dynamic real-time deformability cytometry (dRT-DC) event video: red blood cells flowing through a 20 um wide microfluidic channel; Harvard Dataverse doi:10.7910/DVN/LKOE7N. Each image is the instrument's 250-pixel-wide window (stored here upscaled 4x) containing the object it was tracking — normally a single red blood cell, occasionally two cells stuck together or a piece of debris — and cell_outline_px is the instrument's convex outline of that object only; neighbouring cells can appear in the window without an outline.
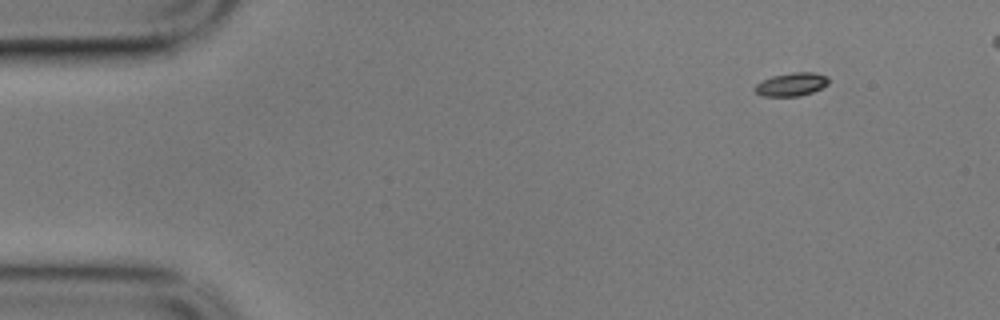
{"species": "common noctule bat (a hibernating species)", "species_latin": "Nyctalus noctula", "temperature_condition": "cold", "stored_images_in_passage": 25, "camera_frame_rate_fps": 3000, "um_per_image_px": 0.085, "animal": {"sex": "male", "body_mass_g": 17.9}, "frame": {"image": 1, "passage_image": 3, "time_ms": 0.667, "image_size_px": [1000, 320], "cell_outline_px": [[828, 84], [812, 92], [800, 96], [760, 96], [752, 88], [756, 84], [772, 76], [792, 72], [812, 72], [828, 76]], "centroid_in_image_um": [67.25, 7.17], "position_along_channel_um": 17.8, "area_um2": 10.0}}
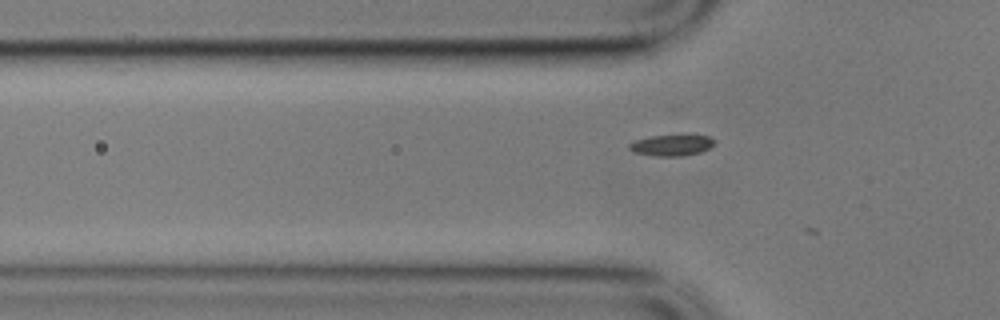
{"frame": {"image": 2, "passage_image": 15, "time_ms": 4.667, "image_size_px": [1000, 320], "cell_outline_px": [[716, 144], [700, 152], [680, 156], [656, 156], [632, 152], [628, 148], [628, 144], [636, 140], [652, 136], [712, 136], [716, 140]], "centroid_in_image_um": [57.09, 12.35], "position_along_channel_um": 68.7, "area_um2": 10.35}}